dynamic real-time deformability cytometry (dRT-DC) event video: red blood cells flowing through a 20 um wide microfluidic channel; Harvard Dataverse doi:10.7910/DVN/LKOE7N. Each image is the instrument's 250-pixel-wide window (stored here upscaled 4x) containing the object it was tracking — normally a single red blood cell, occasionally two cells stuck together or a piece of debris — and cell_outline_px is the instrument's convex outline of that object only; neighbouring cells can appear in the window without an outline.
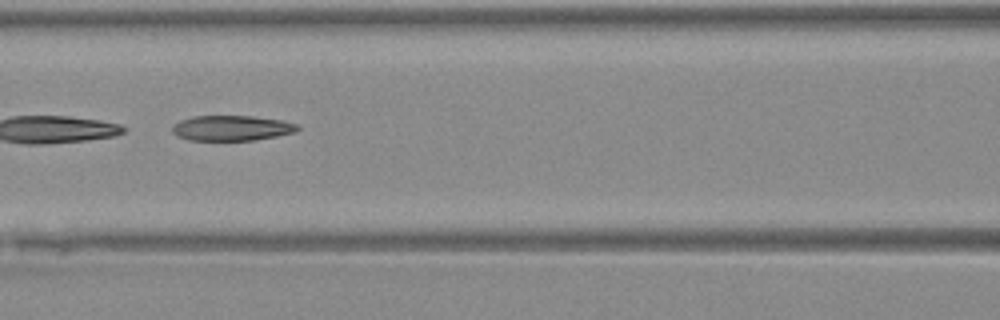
{"species": "Egyptian fruit bat (a non-hibernating species)", "species_latin": "Rousettus aegyptiacus", "temperature_condition": "warm", "stored_images_in_passage": 18, "camera_frame_rate_fps": 3000, "um_per_image_px": 0.085, "animal": {"sex": "female"}, "frame": {"image": 1, "passage_image": 8, "time_ms": 2.333, "image_size_px": [1000, 320], "cell_outline_px": [[300, 128], [296, 132], [276, 136], [252, 140], [188, 140], [176, 136], [172, 132], [172, 124], [180, 120], [192, 116], [252, 116], [280, 120], [296, 124]], "centroid_in_image_um": [19.64, 10.88], "position_along_channel_um": 147.0, "area_um2": 18.44}}